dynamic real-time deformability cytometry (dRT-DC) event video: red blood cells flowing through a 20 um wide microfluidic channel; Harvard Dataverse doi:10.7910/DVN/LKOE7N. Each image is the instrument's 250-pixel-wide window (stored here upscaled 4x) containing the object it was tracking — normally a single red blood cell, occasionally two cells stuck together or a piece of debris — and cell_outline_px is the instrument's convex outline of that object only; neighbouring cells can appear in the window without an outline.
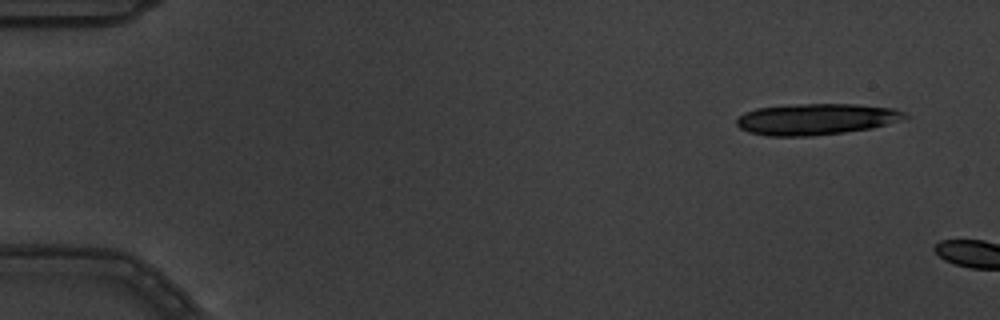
{"species": "common noctule bat (a hibernating species)", "species_latin": "Nyctalus noctula", "temperature_condition": "warm", "stored_images_in_passage": 2, "camera_frame_rate_fps": 3000, "um_per_image_px": 0.085, "animal": {"sex": "male", "body_mass_g": 19.5, "forearm_length_mm": 54.6}, "frame": {"image": 1, "passage_image": 1, "time_ms": 0.0, "image_size_px": [1000, 320], "cell_outline_px": [[908, 116], [900, 120], [872, 128], [844, 132], [812, 136], [768, 136], [748, 132], [740, 128], [736, 124], [736, 120], [744, 112], [756, 108], [796, 104], [856, 104], [896, 108], [904, 112]], "centroid_in_image_um": [69.36, 10.12], "position_along_channel_um": 15.6, "area_um2": 30.69}}